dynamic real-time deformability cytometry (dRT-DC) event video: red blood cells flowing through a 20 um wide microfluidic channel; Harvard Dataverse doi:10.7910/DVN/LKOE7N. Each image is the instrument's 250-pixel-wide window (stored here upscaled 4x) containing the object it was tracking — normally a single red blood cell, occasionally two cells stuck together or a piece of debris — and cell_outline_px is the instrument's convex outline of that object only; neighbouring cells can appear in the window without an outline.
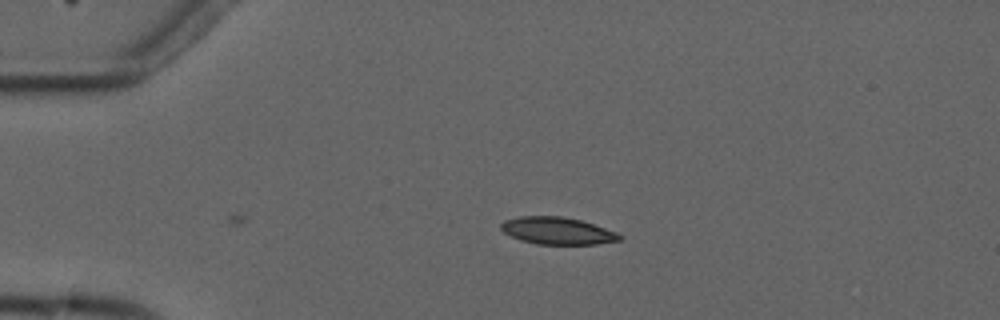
{"species": "common noctule bat (a hibernating species)", "species_latin": "Nyctalus noctula", "temperature_condition": "cold", "stored_images_in_passage": 4, "camera_frame_rate_fps": 3000, "um_per_image_px": 0.085, "animal": {"sex": "male", "forearm_length_mm": 52.5}, "frame": {"image": 1, "passage_image": 4, "time_ms": 3.667, "image_size_px": [1000, 320], "cell_outline_px": [[624, 236], [620, 240], [596, 244], [536, 244], [520, 240], [504, 232], [500, 228], [500, 224], [504, 220], [520, 216], [560, 216], [580, 220], [616, 232]], "centroid_in_image_um": [47.35, 19.62], "position_along_channel_um": 37.6, "area_um2": 18.67}}